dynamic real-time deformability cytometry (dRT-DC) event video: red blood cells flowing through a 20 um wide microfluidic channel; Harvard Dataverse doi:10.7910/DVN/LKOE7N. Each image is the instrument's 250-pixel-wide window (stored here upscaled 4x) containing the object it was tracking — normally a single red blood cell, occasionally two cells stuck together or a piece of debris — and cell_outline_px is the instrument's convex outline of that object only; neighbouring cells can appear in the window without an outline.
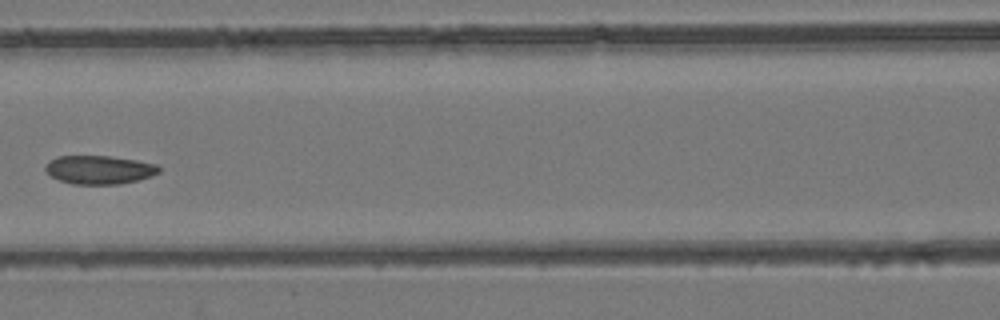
{"species": "common noctule bat (a hibernating species)", "species_latin": "Nyctalus noctula", "temperature_condition": "room temperature", "stored_images_in_passage": 8, "camera_frame_rate_fps": 3000, "um_per_image_px": 0.085, "animal": {"sex": "female", "body_mass_g": 24.6, "forearm_length_mm": 56.2}, "frame": {"image": 1, "passage_image": 7, "time_ms": 7.0, "image_size_px": [1000, 320], "cell_outline_px": [[160, 172], [152, 176], [140, 180], [120, 184], [72, 184], [60, 180], [52, 176], [44, 168], [48, 160], [56, 156], [112, 156], [136, 160], [156, 164], [160, 168]], "centroid_in_image_um": [8.45, 14.42], "position_along_channel_um": 158.1, "area_um2": 19.02}}
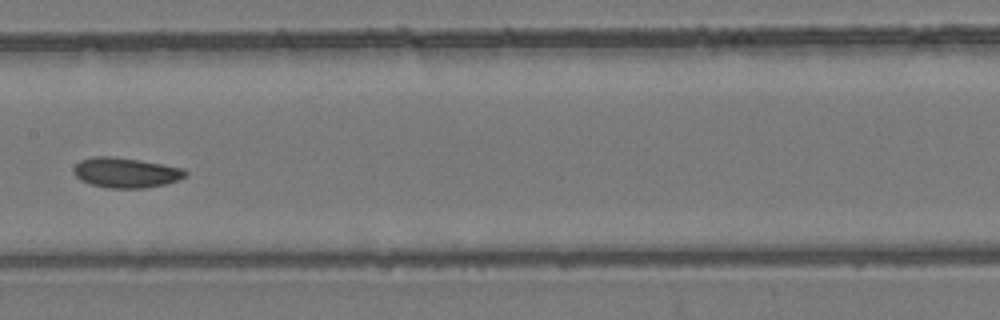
{"frame": {"image": 2, "passage_image": 8, "time_ms": 8.0, "image_size_px": [1000, 320], "cell_outline_px": [[188, 176], [164, 184], [144, 188], [108, 188], [92, 184], [80, 180], [76, 176], [72, 168], [80, 160], [92, 156], [112, 156], [140, 160], [184, 168], [188, 172]], "centroid_in_image_um": [10.69, 14.66], "position_along_channel_um": 196.7, "area_um2": 19.65}}